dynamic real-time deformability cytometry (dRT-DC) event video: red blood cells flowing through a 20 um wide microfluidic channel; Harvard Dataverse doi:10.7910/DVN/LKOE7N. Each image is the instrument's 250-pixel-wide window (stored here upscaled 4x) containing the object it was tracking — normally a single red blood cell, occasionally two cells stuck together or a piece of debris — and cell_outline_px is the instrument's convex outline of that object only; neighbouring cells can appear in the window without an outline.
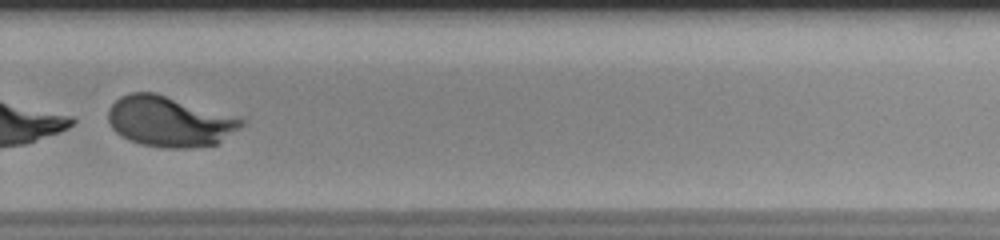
{"species": "human", "species_latin": "Homo sapiens", "temperature_condition": "room temperature", "stored_images_in_passage": 37, "camera_frame_rate_fps": 3000, "um_per_image_px": 0.085, "donor": {"sex": "male"}, "frame": {"image": 1, "passage_image": 26, "time_ms": 8.333, "image_size_px": [1000, 240], "cell_outline_px": [[244, 124], [240, 128], [216, 144], [188, 148], [164, 148], [140, 144], [116, 132], [112, 128], [108, 120], [108, 108], [120, 96], [132, 92], [156, 92], [240, 116], [244, 120]], "centroid_in_image_um": [14.44, 10.3], "position_along_channel_um": 315.4, "area_um2": 39.54}}
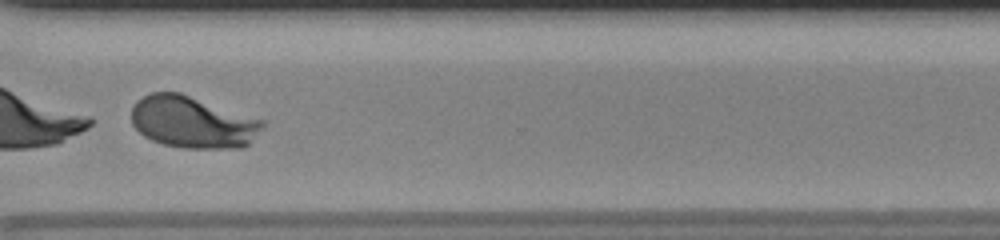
{"frame": {"image": 2, "passage_image": 29, "time_ms": 9.333, "image_size_px": [1000, 240], "cell_outline_px": [[264, 128], [244, 148], [184, 148], [164, 144], [152, 140], [144, 136], [132, 124], [132, 108], [136, 100], [152, 92], [180, 92], [264, 120]], "centroid_in_image_um": [16.39, 10.38], "position_along_channel_um": 354.2, "area_um2": 39.71}}